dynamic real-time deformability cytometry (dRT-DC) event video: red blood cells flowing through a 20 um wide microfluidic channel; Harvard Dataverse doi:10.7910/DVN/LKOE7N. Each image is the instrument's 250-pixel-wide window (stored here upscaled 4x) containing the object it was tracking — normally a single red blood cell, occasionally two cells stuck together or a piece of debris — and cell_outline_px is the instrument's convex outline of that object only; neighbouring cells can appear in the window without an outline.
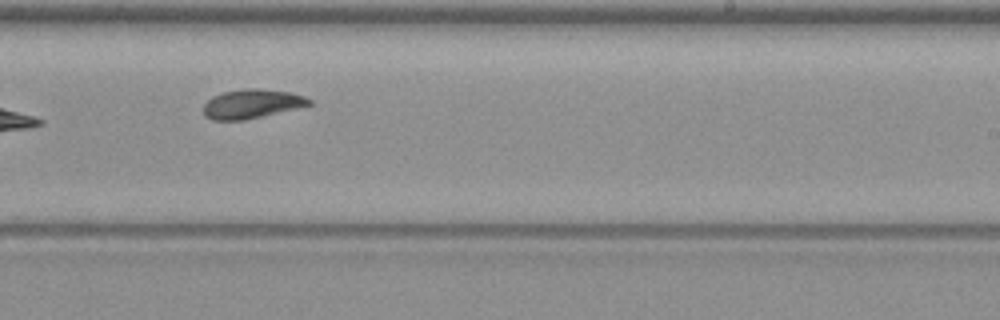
{"species": "common noctule bat (a hibernating species)", "species_latin": "Nyctalus noctula", "temperature_condition": "warm", "stored_images_in_passage": 11, "camera_frame_rate_fps": 3000, "um_per_image_px": 0.085, "animal": {"sex": "female", "body_mass_g": 19.3, "forearm_length_mm": 54.1}, "frame": {"image": 1, "passage_image": 10, "time_ms": 11.667, "image_size_px": [1000, 320], "cell_outline_px": [[312, 104], [296, 108], [244, 120], [212, 120], [204, 116], [204, 104], [212, 96], [224, 92], [248, 88], [256, 88], [288, 92], [304, 96], [312, 100]], "centroid_in_image_um": [21.37, 8.83], "position_along_channel_um": 267.6, "area_um2": 17.69}}
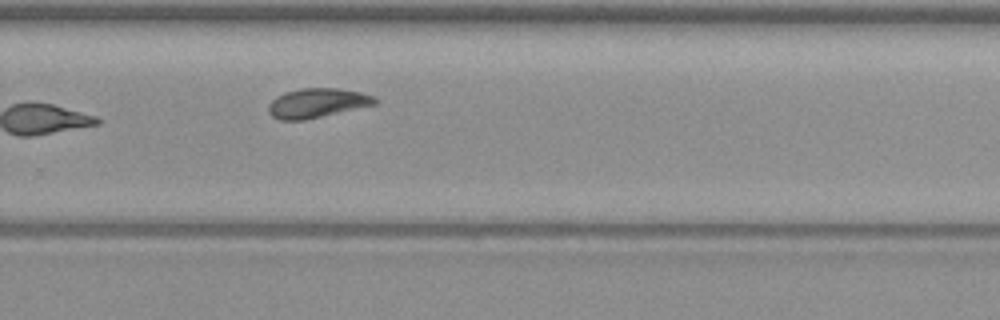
{"frame": {"image": 2, "passage_image": 11, "time_ms": 12.667, "image_size_px": [1000, 320], "cell_outline_px": [[380, 100], [376, 104], [304, 120], [280, 120], [272, 116], [268, 112], [268, 104], [276, 96], [284, 92], [300, 88], [336, 88], [360, 92], [372, 96]], "centroid_in_image_um": [26.92, 8.75], "position_along_channel_um": 302.9, "area_um2": 18.21}}